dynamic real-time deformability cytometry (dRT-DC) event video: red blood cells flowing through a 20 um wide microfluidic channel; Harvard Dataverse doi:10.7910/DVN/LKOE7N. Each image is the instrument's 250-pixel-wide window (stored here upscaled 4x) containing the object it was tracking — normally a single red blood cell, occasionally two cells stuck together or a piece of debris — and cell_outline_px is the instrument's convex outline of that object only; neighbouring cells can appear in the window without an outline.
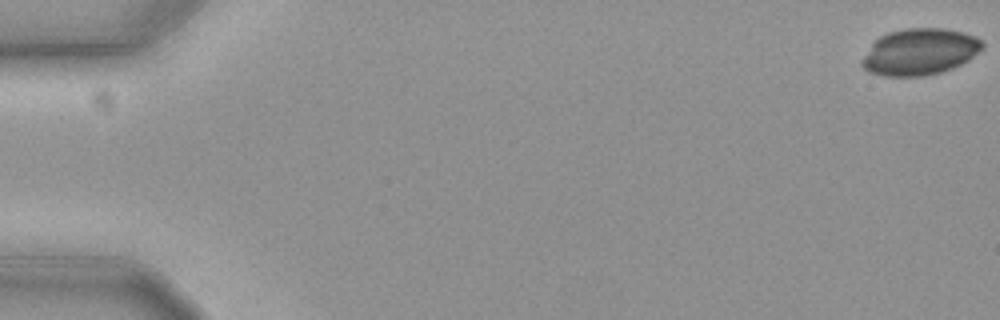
{"species": "common noctule bat (a hibernating species)", "species_latin": "Nyctalus noctula", "temperature_condition": "cold", "stored_images_in_passage": 58, "camera_frame_rate_fps": 3000, "um_per_image_px": 0.085, "animal": {"sex": "female", "body_mass_g": 19.3, "forearm_length_mm": 54.1}, "frame": {"image": 1, "passage_image": 1, "time_ms": 0.0, "image_size_px": [1000, 320], "cell_outline_px": [[984, 44], [968, 60], [952, 68], [940, 72], [924, 76], [884, 76], [868, 72], [860, 64], [860, 60], [872, 44], [880, 36], [888, 32], [904, 28], [944, 28], [976, 36]], "centroid_in_image_um": [78.12, 4.4], "position_along_channel_um": 6.9, "area_um2": 32.43}}
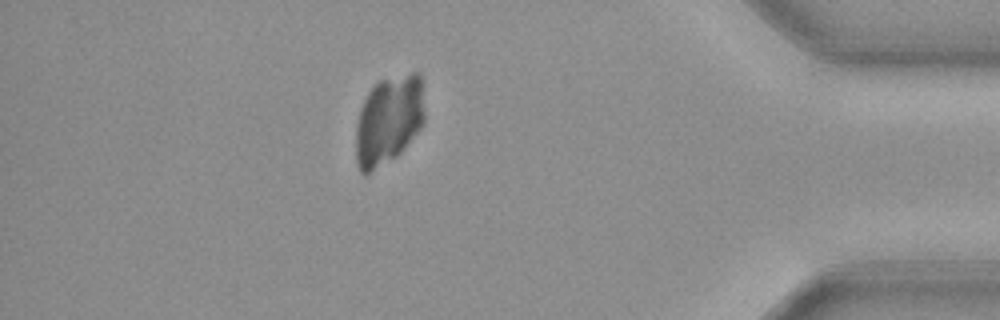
{"frame": {"image": 2, "passage_image": 51, "time_ms": 16.667, "image_size_px": [1000, 320], "cell_outline_px": [[424, 124], [400, 152], [396, 156], [364, 176], [360, 172], [356, 164], [356, 124], [360, 108], [368, 92], [380, 80], [412, 72], [420, 72], [424, 112]], "centroid_in_image_um": [33.02, 10.22], "position_along_channel_um": 402.2, "area_um2": 35.66}}